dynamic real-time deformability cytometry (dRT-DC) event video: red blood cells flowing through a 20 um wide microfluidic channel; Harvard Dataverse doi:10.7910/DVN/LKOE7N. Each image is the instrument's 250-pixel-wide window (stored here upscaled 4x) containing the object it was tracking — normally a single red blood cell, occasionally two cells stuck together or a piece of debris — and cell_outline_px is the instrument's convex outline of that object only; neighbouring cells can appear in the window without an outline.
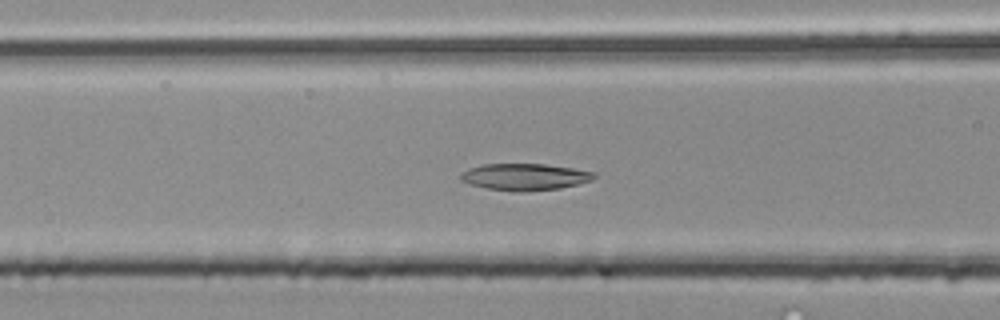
{"species": "common noctule bat (a hibernating species)", "species_latin": "Nyctalus noctula", "temperature_condition": "room temperature", "stored_images_in_passage": 51, "camera_frame_rate_fps": 3000, "um_per_image_px": 0.085, "animal": {"sex": "male", "body_mass_g": 20.4}, "frame": {"image": 1, "passage_image": 20, "time_ms": 6.333, "image_size_px": [1000, 320], "cell_outline_px": [[596, 176], [592, 180], [560, 188], [524, 192], [516, 192], [488, 188], [472, 184], [460, 180], [460, 172], [468, 168], [484, 164], [544, 164], [572, 168], [596, 172]], "centroid_in_image_um": [44.6, 15.03], "position_along_channel_um": 122.0, "area_um2": 20.75}}
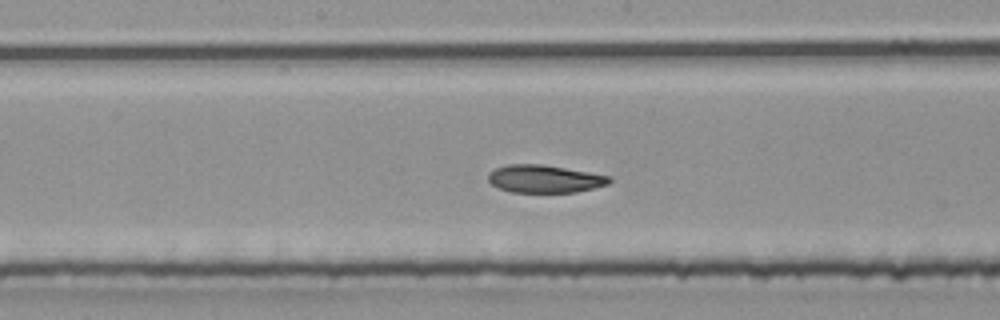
{"frame": {"image": 2, "passage_image": 26, "time_ms": 8.333, "image_size_px": [1000, 320], "cell_outline_px": [[612, 180], [608, 184], [576, 192], [512, 192], [500, 188], [492, 184], [488, 180], [488, 172], [496, 168], [508, 164], [540, 164], [612, 176]], "centroid_in_image_um": [46.28, 15.2], "position_along_channel_um": 201.9, "area_um2": 19.42}}
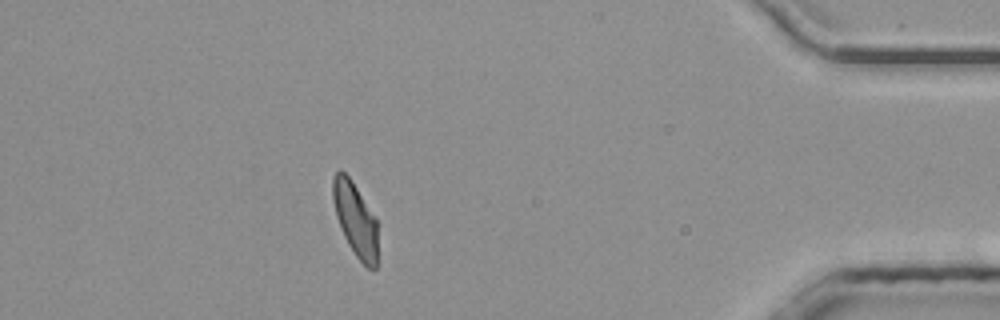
{"frame": {"image": 3, "passage_image": 45, "time_ms": 14.667, "image_size_px": [1000, 320], "cell_outline_px": [[380, 264], [376, 268], [368, 268], [356, 256], [348, 244], [344, 236], [336, 216], [332, 200], [332, 176], [340, 168], [352, 180], [376, 216]], "centroid_in_image_um": [30.24, 18.67], "position_along_channel_um": 405.0, "area_um2": 20.06}, "authors_computed_cell_mechanics": {"area_um2": 20.6346, "velocity_mm_per_s": 3.9911, "shape_relaxation_time_tau1_ms": 2.9044, "shape_relaxation_time_tau2_ms": 2.9092, "deformation_change_tau1": 0.1424, "deformation_change_tau2": 0.0726}}